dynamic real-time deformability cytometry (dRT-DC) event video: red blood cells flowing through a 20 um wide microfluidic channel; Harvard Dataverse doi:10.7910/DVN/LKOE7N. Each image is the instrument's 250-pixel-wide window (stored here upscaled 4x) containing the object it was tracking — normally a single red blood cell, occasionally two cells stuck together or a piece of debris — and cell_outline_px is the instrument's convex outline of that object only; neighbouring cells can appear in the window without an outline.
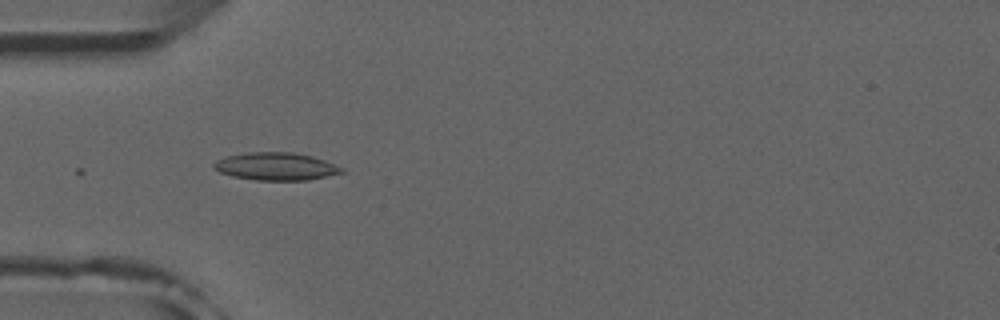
{"species": "common noctule bat (a hibernating species)", "species_latin": "Nyctalus noctula", "temperature_condition": "room temperature", "stored_images_in_passage": 28, "camera_frame_rate_fps": 3000, "um_per_image_px": 0.085, "animal": {"sex": "male", "forearm_length_mm": 52.5}, "frame": {"image": 1, "passage_image": 16, "time_ms": 5.0, "image_size_px": [1000, 320], "cell_outline_px": [[344, 172], [308, 180], [256, 180], [232, 176], [220, 172], [212, 168], [212, 164], [216, 160], [228, 156], [248, 152], [292, 152], [312, 156], [324, 160], [344, 168]], "centroid_in_image_um": [23.44, 14.14], "position_along_channel_um": 61.6, "area_um2": 20.58}}